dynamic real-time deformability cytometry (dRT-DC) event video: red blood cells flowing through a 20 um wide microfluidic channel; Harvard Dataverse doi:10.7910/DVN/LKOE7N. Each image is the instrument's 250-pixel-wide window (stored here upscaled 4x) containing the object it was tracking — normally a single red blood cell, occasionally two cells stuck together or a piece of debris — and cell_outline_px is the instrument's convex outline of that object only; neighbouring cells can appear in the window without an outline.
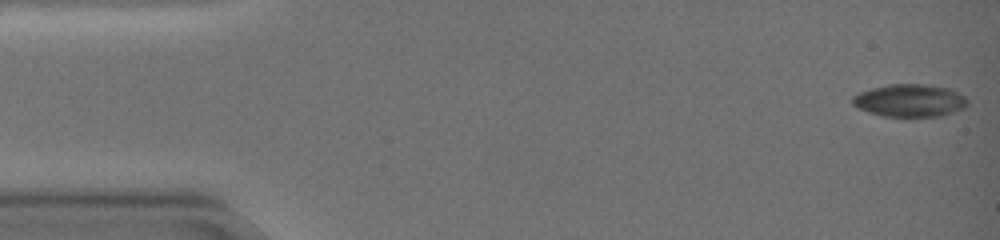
{"species": "common noctule bat (a hibernating species)", "species_latin": "Nyctalus noctula", "temperature_condition": "warm", "stored_images_in_passage": 57, "camera_frame_rate_fps": 3000, "um_per_image_px": 0.085, "animal": {"sex": "female", "body_mass_g": 19.0, "forearm_length_mm": 51.5}, "frame": {"image": 1, "passage_image": 1, "time_ms": 0.0, "image_size_px": [1000, 240], "cell_outline_px": [[968, 104], [964, 108], [940, 116], [884, 116], [868, 112], [852, 104], [852, 96], [860, 92], [872, 88], [888, 84], [924, 84], [948, 88], [964, 96], [968, 100]], "centroid_in_image_um": [77.32, 8.54], "position_along_channel_um": 7.7, "area_um2": 21.68}}
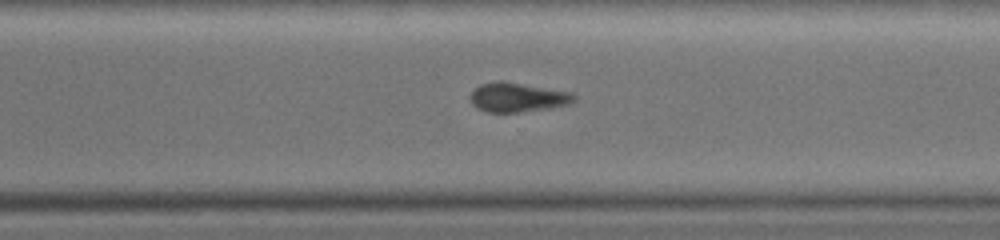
{"frame": {"image": 2, "passage_image": 41, "time_ms": 13.333, "image_size_px": [1000, 240], "cell_outline_px": [[576, 100], [568, 104], [548, 108], [520, 112], [488, 112], [472, 104], [472, 92], [480, 84], [500, 80], [572, 92], [576, 96]], "centroid_in_image_um": [44.03, 8.26], "position_along_channel_um": 326.6, "area_um2": 17.46}}
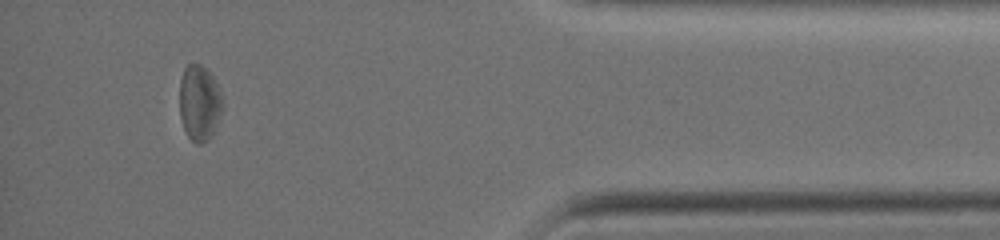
{"frame": {"image": 3, "passage_image": 52, "time_ms": 17.0, "image_size_px": [1000, 240], "cell_outline_px": [[224, 108], [220, 120], [212, 136], [208, 140], [200, 144], [196, 144], [188, 136], [184, 128], [180, 116], [180, 80], [184, 68], [188, 64], [200, 64], [216, 80], [224, 100]], "centroid_in_image_um": [16.99, 8.77], "position_along_channel_um": 418.2, "area_um2": 19.36}, "authors_computed_cell_mechanics": {"area_um2": 20.6924, "velocity_mm_per_s": 3.3979, "shape_relaxation_time_tau1_ms": 1.2182, "shape_relaxation_time_tau2_ms": null, "deformation_change_tau1": 0.0751, "deformation_change_tau2": null}}